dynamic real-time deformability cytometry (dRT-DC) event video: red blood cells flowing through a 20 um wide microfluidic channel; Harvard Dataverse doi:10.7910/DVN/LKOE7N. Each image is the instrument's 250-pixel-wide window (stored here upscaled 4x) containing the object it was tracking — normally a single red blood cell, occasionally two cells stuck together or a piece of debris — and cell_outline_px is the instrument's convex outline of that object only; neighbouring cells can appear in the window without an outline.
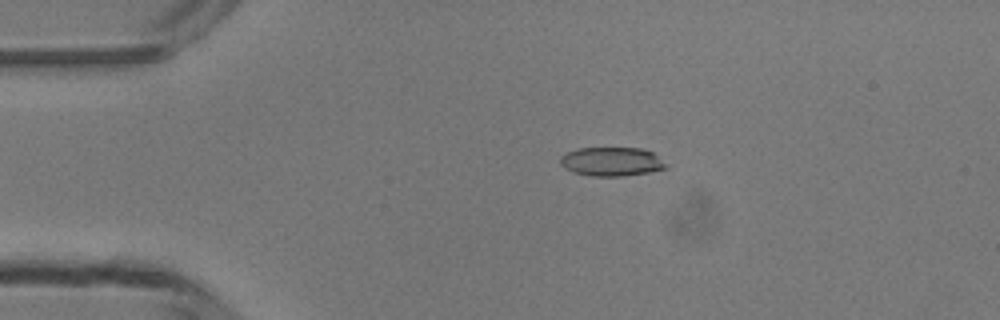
{"species": "common noctule bat (a hibernating species)", "species_latin": "Nyctalus noctula", "temperature_condition": "room temperature", "stored_images_in_passage": 5, "camera_frame_rate_fps": 3000, "um_per_image_px": 0.085, "animal": {"sex": "male", "body_mass_g": 13.3}, "frame": {"image": 1, "passage_image": 3, "time_ms": 2.0, "image_size_px": [1000, 320], "cell_outline_px": [[668, 168], [648, 172], [624, 176], [592, 176], [576, 172], [564, 168], [560, 164], [560, 156], [568, 152], [580, 148], [644, 148], [652, 152]], "centroid_in_image_um": [51.96, 13.73], "position_along_channel_um": 33.0, "area_um2": 17.57}}